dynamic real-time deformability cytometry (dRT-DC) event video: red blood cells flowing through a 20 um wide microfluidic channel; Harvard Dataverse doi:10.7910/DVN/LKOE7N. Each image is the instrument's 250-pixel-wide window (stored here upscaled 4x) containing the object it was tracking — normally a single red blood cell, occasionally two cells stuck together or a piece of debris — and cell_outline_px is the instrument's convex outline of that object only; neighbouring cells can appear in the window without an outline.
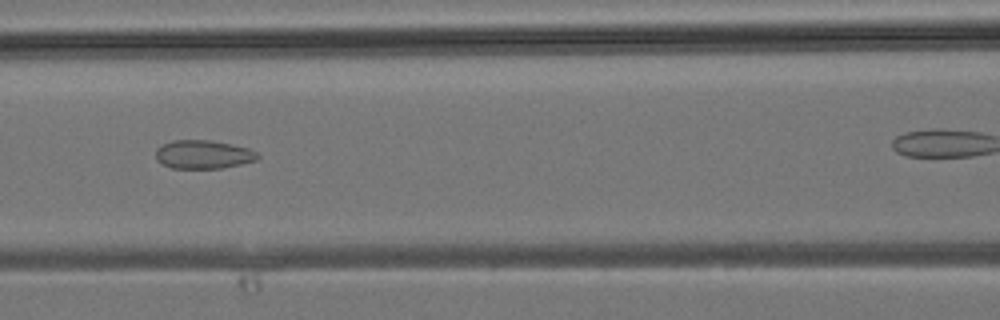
{"species": "common noctule bat (a hibernating species)", "species_latin": "Nyctalus noctula", "temperature_condition": "room temperature", "stored_images_in_passage": 30, "camera_frame_rate_fps": 3000, "um_per_image_px": 0.085, "animal": {"sex": "male", "body_mass_g": 19.2, "forearm_length_mm": 51.8}, "frame": {"image": 1, "passage_image": 16, "time_ms": 5.0, "image_size_px": [1000, 320], "cell_outline_px": [[260, 156], [256, 160], [240, 164], [220, 168], [172, 168], [156, 160], [156, 148], [172, 140], [208, 140], [248, 148], [256, 152]], "centroid_in_image_um": [17.25, 13.13], "position_along_channel_um": 149.3, "area_um2": 16.7}}
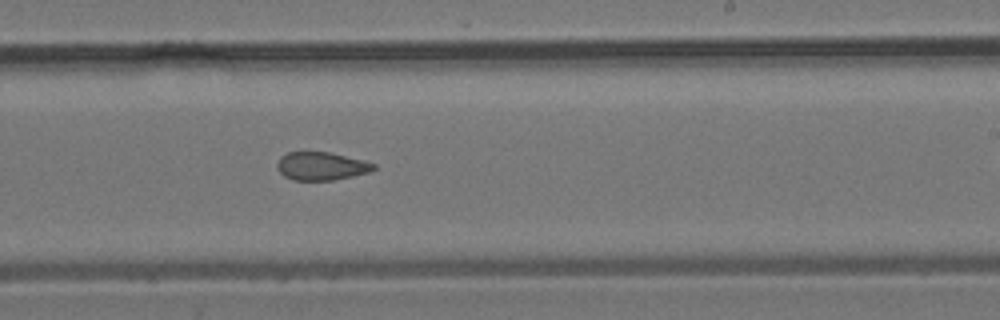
{"frame": {"image": 2, "passage_image": 22, "time_ms": 7.0, "image_size_px": [1000, 320], "cell_outline_px": [[376, 168], [368, 172], [352, 176], [332, 180], [292, 180], [284, 176], [276, 168], [276, 164], [280, 156], [288, 152], [328, 152], [364, 160], [376, 164]], "centroid_in_image_um": [27.28, 14.11], "position_along_channel_um": 261.7, "area_um2": 15.84}}
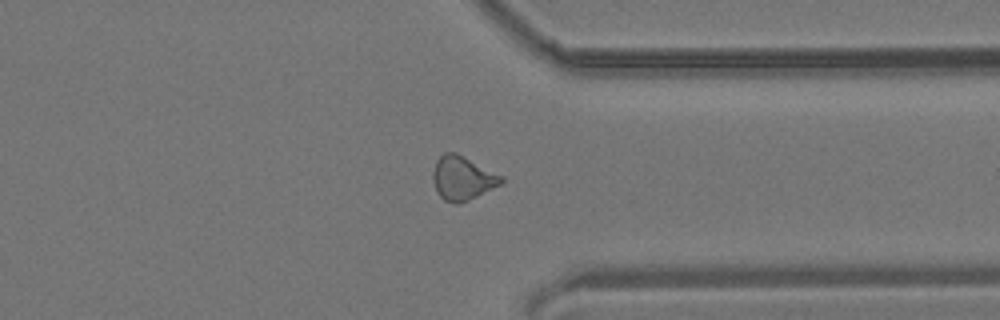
{"frame": {"image": 3, "passage_image": 28, "time_ms": 9.0, "image_size_px": [1000, 320], "cell_outline_px": [[504, 184], [468, 200], [456, 204], [444, 200], [436, 192], [432, 180], [432, 172], [436, 160], [444, 152], [456, 152], [504, 176]], "centroid_in_image_um": [39.32, 15.13], "position_along_channel_um": 372.1, "area_um2": 17.8}}